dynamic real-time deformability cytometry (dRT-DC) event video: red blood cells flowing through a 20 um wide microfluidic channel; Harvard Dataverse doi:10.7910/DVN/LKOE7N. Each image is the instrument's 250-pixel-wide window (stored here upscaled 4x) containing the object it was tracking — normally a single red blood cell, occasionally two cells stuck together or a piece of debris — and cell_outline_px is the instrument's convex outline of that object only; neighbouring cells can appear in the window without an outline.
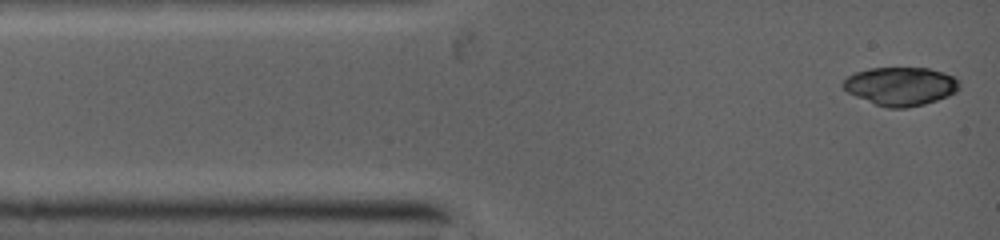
{"species": "common noctule bat (a hibernating species)", "species_latin": "Nyctalus noctula", "temperature_condition": "warm", "stored_images_in_passage": 6, "camera_frame_rate_fps": 5000, "um_per_image_px": 0.085, "animal": {"sex": "female", "body_mass_g": 19.0, "forearm_length_mm": 53.3}, "frame": {"image": 1, "passage_image": 1, "time_ms": 0.0, "image_size_px": [1000, 240], "cell_outline_px": [[960, 88], [956, 92], [948, 96], [924, 104], [908, 108], [888, 108], [876, 104], [856, 96], [848, 92], [840, 84], [848, 76], [856, 72], [868, 68], [928, 68], [944, 72], [956, 76], [960, 80]], "centroid_in_image_um": [76.6, 7.32], "position_along_channel_um": 8.4, "area_um2": 26.18}}
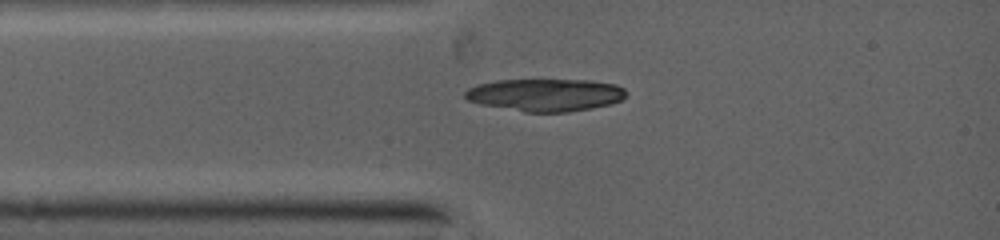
{"frame": {"image": 2, "passage_image": 6, "time_ms": 1.8, "image_size_px": [1000, 240], "cell_outline_px": [[628, 96], [620, 100], [608, 104], [588, 108], [564, 112], [528, 112], [484, 104], [468, 100], [464, 96], [464, 92], [468, 88], [480, 84], [496, 80], [588, 80], [616, 84], [624, 88], [628, 92]], "centroid_in_image_um": [46.4, 8.05], "position_along_channel_um": 38.6, "area_um2": 30.11}}